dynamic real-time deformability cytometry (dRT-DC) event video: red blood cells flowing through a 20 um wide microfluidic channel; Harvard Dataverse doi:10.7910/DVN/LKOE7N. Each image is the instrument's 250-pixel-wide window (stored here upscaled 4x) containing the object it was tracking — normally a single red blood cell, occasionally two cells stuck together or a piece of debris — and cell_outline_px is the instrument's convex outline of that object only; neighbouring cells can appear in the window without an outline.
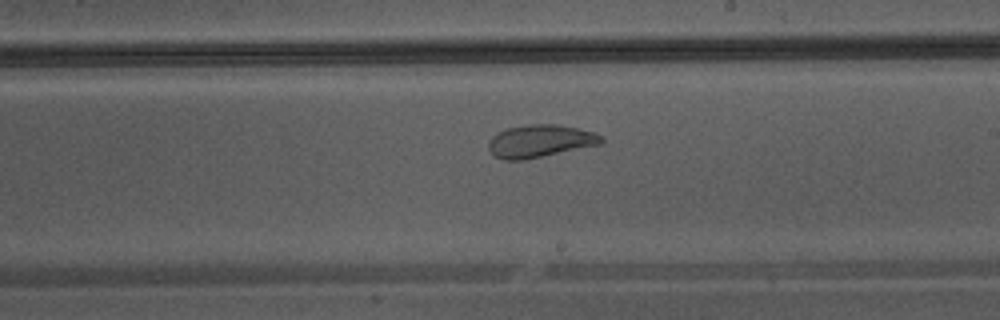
{"species": "Egyptian fruit bat (a non-hibernating species)", "species_latin": "Rousettus aegyptiacus", "temperature_condition": "warm", "stored_images_in_passage": 32, "camera_frame_rate_fps": 3000, "um_per_image_px": 0.085, "animal": {"sex": "male"}, "frame": {"image": 1, "passage_image": 14, "time_ms": 4.333, "image_size_px": [1000, 320], "cell_outline_px": [[604, 140], [600, 144], [524, 160], [504, 160], [496, 156], [488, 148], [488, 144], [492, 136], [496, 132], [508, 128], [528, 124], [556, 124], [580, 128], [592, 132], [600, 136]], "centroid_in_image_um": [45.88, 11.98], "position_along_channel_um": 243.1, "area_um2": 21.27}}